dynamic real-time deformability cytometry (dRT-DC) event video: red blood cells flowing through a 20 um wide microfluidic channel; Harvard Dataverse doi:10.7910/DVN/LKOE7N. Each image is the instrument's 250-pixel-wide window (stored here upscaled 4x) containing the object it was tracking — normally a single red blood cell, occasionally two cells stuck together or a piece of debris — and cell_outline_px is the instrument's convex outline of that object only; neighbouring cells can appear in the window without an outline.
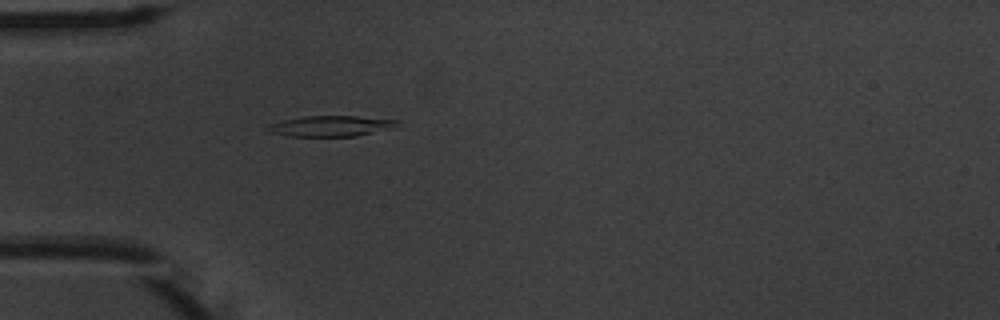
{"species": "common noctule bat (a hibernating species)", "species_latin": "Nyctalus noctula", "temperature_condition": "warm", "stored_images_in_passage": 39, "camera_frame_rate_fps": 3000, "um_per_image_px": 0.085, "animal": {"sex": "male", "body_mass_g": 20.1, "forearm_length_mm": 53.5}, "frame": {"image": 1, "passage_image": 2, "time_ms": 0.333, "image_size_px": [1000, 320], "cell_outline_px": [[400, 120], [396, 128], [356, 136], [288, 136], [272, 132], [268, 128], [272, 124], [284, 120], [304, 116], [356, 116]], "centroid_in_image_um": [28.24, 10.71], "position_along_channel_um": 56.8, "area_um2": 15.43}}
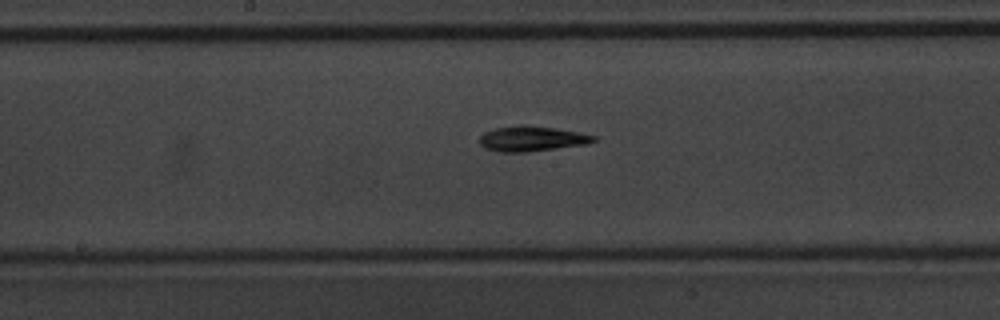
{"frame": {"image": 2, "passage_image": 14, "time_ms": 4.333, "image_size_px": [1000, 320], "cell_outline_px": [[596, 140], [588, 144], [524, 152], [500, 152], [484, 148], [480, 144], [480, 136], [484, 132], [496, 128], [520, 124], [528, 124], [556, 128], [580, 132], [596, 136]], "centroid_in_image_um": [45.2, 11.77], "position_along_channel_um": 203.0, "area_um2": 16.88}}
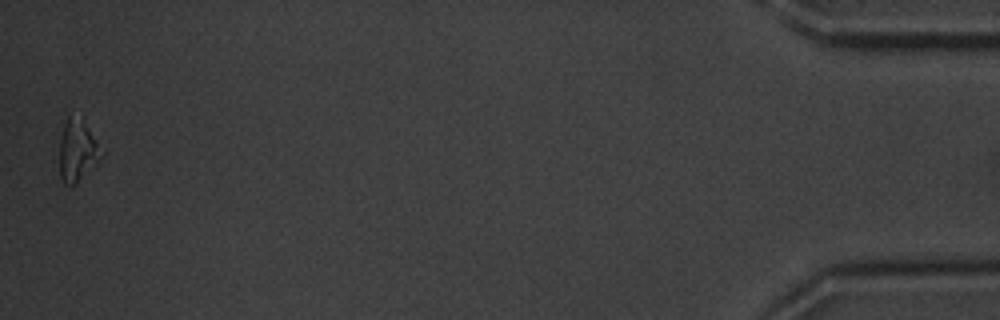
{"frame": {"image": 3, "passage_image": 39, "time_ms": 12.667, "image_size_px": [1000, 320], "cell_outline_px": [[104, 156], [76, 184], [64, 184], [60, 176], [60, 140], [64, 124], [68, 116], [84, 116], [104, 152]], "centroid_in_image_um": [6.63, 12.74], "position_along_channel_um": 428.6, "area_um2": 15.49}, "authors_computed_cell_mechanics": {"area_um2": 15.606, "velocity_mm_per_s": 3.78, "shape_relaxation_time_tau1_ms": 4.7713, "shape_relaxation_time_tau2_ms": null, "deformation_change_tau1": 0.1503, "deformation_change_tau2": null}}